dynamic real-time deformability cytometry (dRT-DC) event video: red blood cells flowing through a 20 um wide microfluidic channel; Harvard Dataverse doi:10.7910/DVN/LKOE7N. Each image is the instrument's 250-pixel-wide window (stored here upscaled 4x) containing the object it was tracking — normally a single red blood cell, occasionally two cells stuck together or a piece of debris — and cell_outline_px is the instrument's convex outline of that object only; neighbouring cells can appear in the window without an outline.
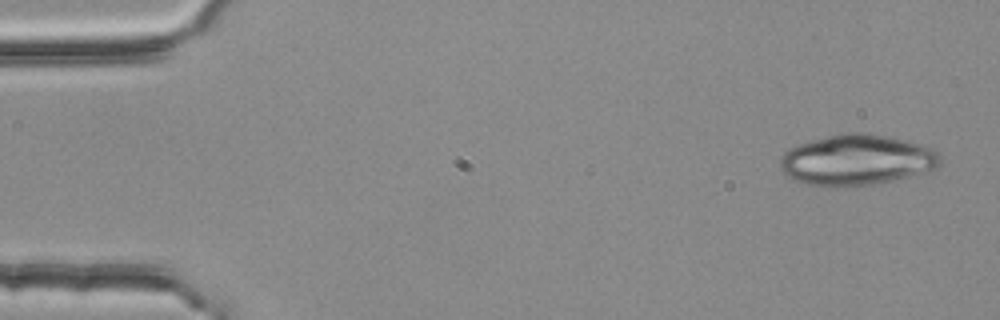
{"species": "common noctule bat (a hibernating species)", "species_latin": "Nyctalus noctula", "temperature_condition": "room temperature", "stored_images_in_passage": 4, "camera_frame_rate_fps": 3000, "um_per_image_px": 0.085, "animal": {"sex": "female", "body_mass_g": 25.1}, "frame": {"image": 1, "passage_image": 1, "time_ms": 0.0, "image_size_px": [1000, 320], "cell_outline_px": [[940, 164], [936, 168], [908, 176], [892, 180], [872, 184], [848, 188], [824, 188], [808, 184], [796, 180], [788, 176], [780, 168], [780, 156], [788, 148], [796, 144], [844, 132], [864, 132], [888, 136], [920, 144], [936, 152], [940, 156]], "centroid_in_image_um": [72.75, 13.61], "position_along_channel_um": 12.3, "area_um2": 47.51}}